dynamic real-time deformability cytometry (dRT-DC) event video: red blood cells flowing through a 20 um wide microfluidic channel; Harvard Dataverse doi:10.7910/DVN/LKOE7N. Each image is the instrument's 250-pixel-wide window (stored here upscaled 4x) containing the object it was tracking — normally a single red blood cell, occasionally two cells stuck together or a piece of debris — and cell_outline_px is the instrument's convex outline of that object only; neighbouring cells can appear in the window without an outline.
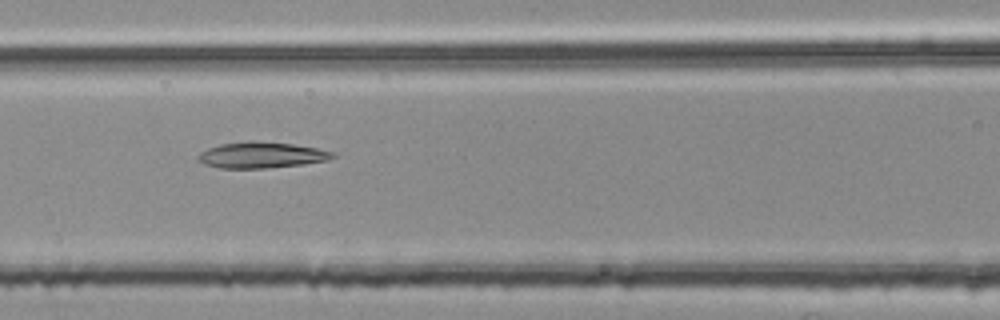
{"species": "common noctule bat (a hibernating species)", "species_latin": "Nyctalus noctula", "temperature_condition": "room temperature", "stored_images_in_passage": 43, "camera_frame_rate_fps": 3000, "um_per_image_px": 0.085, "animal": {"sex": "female", "body_mass_g": 25.1}, "frame": {"image": 1, "passage_image": 12, "time_ms": 3.667, "image_size_px": [1000, 320], "cell_outline_px": [[336, 156], [328, 160], [304, 164], [268, 168], [220, 168], [204, 164], [196, 156], [200, 152], [208, 148], [220, 144], [248, 140], [256, 140], [292, 144], [316, 148], [336, 152]], "centroid_in_image_um": [22.23, 13.17], "position_along_channel_um": 144.4, "area_um2": 20.58}}
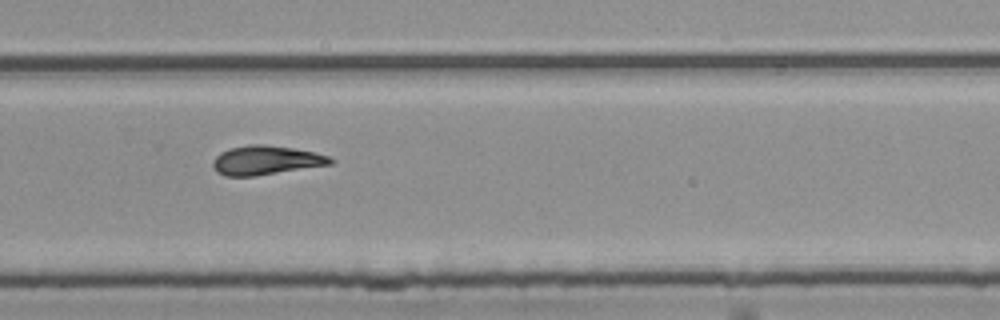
{"frame": {"image": 2, "passage_image": 25, "time_ms": 8.0, "image_size_px": [1000, 320], "cell_outline_px": [[336, 160], [332, 164], [256, 176], [224, 176], [212, 164], [216, 156], [220, 152], [232, 148], [248, 144], [264, 144], [292, 148], [312, 152], [328, 156]], "centroid_in_image_um": [22.63, 13.62], "position_along_channel_um": 307.2, "area_um2": 19.71}}
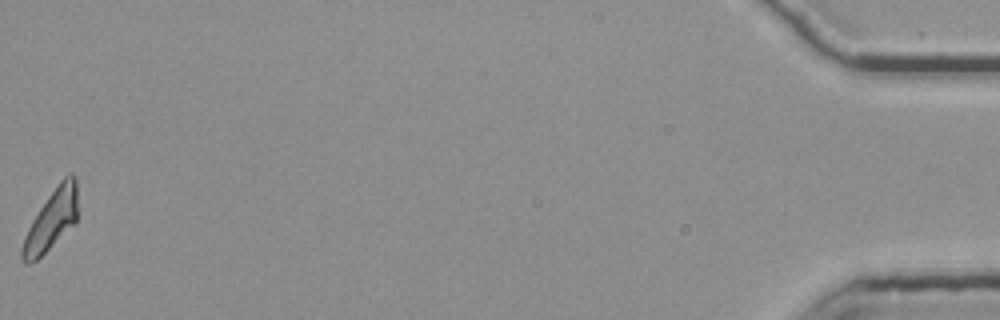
{"frame": {"image": 3, "passage_image": 43, "time_ms": 14.0, "image_size_px": [1000, 320], "cell_outline_px": [[80, 208], [76, 220], [36, 260], [28, 264], [20, 256], [20, 248], [24, 236], [32, 220], [48, 196], [60, 180], [68, 172], [72, 172], [76, 176]], "centroid_in_image_um": [4.41, 18.6], "position_along_channel_um": 430.8, "area_um2": 19.48}, "authors_computed_cell_mechanics": {"area_um2": 19.5364, "velocity_mm_per_s": 3.7728, "shape_relaxation_time_tau1_ms": null, "shape_relaxation_time_tau2_ms": 4.8083, "deformation_change_tau1": null, "deformation_change_tau2": 0.1414}}